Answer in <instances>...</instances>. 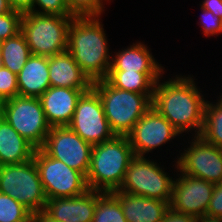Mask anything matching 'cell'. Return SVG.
I'll list each match as a JSON object with an SVG mask.
<instances>
[{
    "label": "cell",
    "instance_id": "6da1fadb",
    "mask_svg": "<svg viewBox=\"0 0 222 222\" xmlns=\"http://www.w3.org/2000/svg\"><path fill=\"white\" fill-rule=\"evenodd\" d=\"M175 76L168 81L160 82L162 75L155 83L152 107L181 134L194 131L192 134L199 136L203 127L207 99L205 100L191 76Z\"/></svg>",
    "mask_w": 222,
    "mask_h": 222
},
{
    "label": "cell",
    "instance_id": "7a4b0ae2",
    "mask_svg": "<svg viewBox=\"0 0 222 222\" xmlns=\"http://www.w3.org/2000/svg\"><path fill=\"white\" fill-rule=\"evenodd\" d=\"M100 16L74 17L68 31L67 51L94 82L106 79L112 59Z\"/></svg>",
    "mask_w": 222,
    "mask_h": 222
},
{
    "label": "cell",
    "instance_id": "3957f363",
    "mask_svg": "<svg viewBox=\"0 0 222 222\" xmlns=\"http://www.w3.org/2000/svg\"><path fill=\"white\" fill-rule=\"evenodd\" d=\"M134 157L127 136L115 135L110 140L94 145L86 175L88 188L105 193L118 190Z\"/></svg>",
    "mask_w": 222,
    "mask_h": 222
},
{
    "label": "cell",
    "instance_id": "277c9868",
    "mask_svg": "<svg viewBox=\"0 0 222 222\" xmlns=\"http://www.w3.org/2000/svg\"><path fill=\"white\" fill-rule=\"evenodd\" d=\"M112 132L127 136L136 122L152 107L153 94H141L112 86L106 79L93 82Z\"/></svg>",
    "mask_w": 222,
    "mask_h": 222
},
{
    "label": "cell",
    "instance_id": "5b68a950",
    "mask_svg": "<svg viewBox=\"0 0 222 222\" xmlns=\"http://www.w3.org/2000/svg\"><path fill=\"white\" fill-rule=\"evenodd\" d=\"M74 17L24 13L20 32L23 34L31 54L51 57L66 51L68 31Z\"/></svg>",
    "mask_w": 222,
    "mask_h": 222
},
{
    "label": "cell",
    "instance_id": "8992f818",
    "mask_svg": "<svg viewBox=\"0 0 222 222\" xmlns=\"http://www.w3.org/2000/svg\"><path fill=\"white\" fill-rule=\"evenodd\" d=\"M0 192L17 200L31 213L43 211L48 200L34 159L0 166Z\"/></svg>",
    "mask_w": 222,
    "mask_h": 222
},
{
    "label": "cell",
    "instance_id": "52a82bcc",
    "mask_svg": "<svg viewBox=\"0 0 222 222\" xmlns=\"http://www.w3.org/2000/svg\"><path fill=\"white\" fill-rule=\"evenodd\" d=\"M167 174L160 164L149 157L135 156L129 163L117 191L170 203L174 178Z\"/></svg>",
    "mask_w": 222,
    "mask_h": 222
},
{
    "label": "cell",
    "instance_id": "ba28073f",
    "mask_svg": "<svg viewBox=\"0 0 222 222\" xmlns=\"http://www.w3.org/2000/svg\"><path fill=\"white\" fill-rule=\"evenodd\" d=\"M4 119L36 149H40L51 130L39 98L17 95L3 101Z\"/></svg>",
    "mask_w": 222,
    "mask_h": 222
},
{
    "label": "cell",
    "instance_id": "9c48e42d",
    "mask_svg": "<svg viewBox=\"0 0 222 222\" xmlns=\"http://www.w3.org/2000/svg\"><path fill=\"white\" fill-rule=\"evenodd\" d=\"M33 159L47 199L75 197L89 190L81 172L48 156L41 148L35 150Z\"/></svg>",
    "mask_w": 222,
    "mask_h": 222
},
{
    "label": "cell",
    "instance_id": "30bf717a",
    "mask_svg": "<svg viewBox=\"0 0 222 222\" xmlns=\"http://www.w3.org/2000/svg\"><path fill=\"white\" fill-rule=\"evenodd\" d=\"M68 127L92 146L115 136L105 116L101 99L93 88L79 98Z\"/></svg>",
    "mask_w": 222,
    "mask_h": 222
},
{
    "label": "cell",
    "instance_id": "8fae6325",
    "mask_svg": "<svg viewBox=\"0 0 222 222\" xmlns=\"http://www.w3.org/2000/svg\"><path fill=\"white\" fill-rule=\"evenodd\" d=\"M190 146L177 156L176 164L178 172L191 177L204 179L217 184L222 181V148L207 143L200 136H193ZM180 156V157H179Z\"/></svg>",
    "mask_w": 222,
    "mask_h": 222
},
{
    "label": "cell",
    "instance_id": "7c38bea8",
    "mask_svg": "<svg viewBox=\"0 0 222 222\" xmlns=\"http://www.w3.org/2000/svg\"><path fill=\"white\" fill-rule=\"evenodd\" d=\"M92 147L68 126H54L51 127L41 149L48 156L61 160L86 177L90 167Z\"/></svg>",
    "mask_w": 222,
    "mask_h": 222
},
{
    "label": "cell",
    "instance_id": "4fadbf2b",
    "mask_svg": "<svg viewBox=\"0 0 222 222\" xmlns=\"http://www.w3.org/2000/svg\"><path fill=\"white\" fill-rule=\"evenodd\" d=\"M181 133L153 107L136 122L127 135L135 156H145Z\"/></svg>",
    "mask_w": 222,
    "mask_h": 222
},
{
    "label": "cell",
    "instance_id": "5bb4252c",
    "mask_svg": "<svg viewBox=\"0 0 222 222\" xmlns=\"http://www.w3.org/2000/svg\"><path fill=\"white\" fill-rule=\"evenodd\" d=\"M178 177L173 180L170 208L198 218L205 216L215 184L182 172Z\"/></svg>",
    "mask_w": 222,
    "mask_h": 222
},
{
    "label": "cell",
    "instance_id": "9a60e30c",
    "mask_svg": "<svg viewBox=\"0 0 222 222\" xmlns=\"http://www.w3.org/2000/svg\"><path fill=\"white\" fill-rule=\"evenodd\" d=\"M88 90L50 86L40 97L48 124L68 126L79 98Z\"/></svg>",
    "mask_w": 222,
    "mask_h": 222
},
{
    "label": "cell",
    "instance_id": "2e32d148",
    "mask_svg": "<svg viewBox=\"0 0 222 222\" xmlns=\"http://www.w3.org/2000/svg\"><path fill=\"white\" fill-rule=\"evenodd\" d=\"M96 191L87 190L75 197L48 199L44 211L59 222H92Z\"/></svg>",
    "mask_w": 222,
    "mask_h": 222
},
{
    "label": "cell",
    "instance_id": "e0dca14e",
    "mask_svg": "<svg viewBox=\"0 0 222 222\" xmlns=\"http://www.w3.org/2000/svg\"><path fill=\"white\" fill-rule=\"evenodd\" d=\"M119 201L127 222H161L169 203L120 191L111 192Z\"/></svg>",
    "mask_w": 222,
    "mask_h": 222
},
{
    "label": "cell",
    "instance_id": "ac0fdd59",
    "mask_svg": "<svg viewBox=\"0 0 222 222\" xmlns=\"http://www.w3.org/2000/svg\"><path fill=\"white\" fill-rule=\"evenodd\" d=\"M48 66L51 86L80 90H90L93 86L67 50L48 57Z\"/></svg>",
    "mask_w": 222,
    "mask_h": 222
},
{
    "label": "cell",
    "instance_id": "d6986e66",
    "mask_svg": "<svg viewBox=\"0 0 222 222\" xmlns=\"http://www.w3.org/2000/svg\"><path fill=\"white\" fill-rule=\"evenodd\" d=\"M132 44L121 49L122 51H118L112 57L109 71L164 73L165 68L155 60L144 43L135 42Z\"/></svg>",
    "mask_w": 222,
    "mask_h": 222
},
{
    "label": "cell",
    "instance_id": "ffe728a7",
    "mask_svg": "<svg viewBox=\"0 0 222 222\" xmlns=\"http://www.w3.org/2000/svg\"><path fill=\"white\" fill-rule=\"evenodd\" d=\"M18 95L39 98L50 86L48 57L31 55L17 74Z\"/></svg>",
    "mask_w": 222,
    "mask_h": 222
},
{
    "label": "cell",
    "instance_id": "44dd1931",
    "mask_svg": "<svg viewBox=\"0 0 222 222\" xmlns=\"http://www.w3.org/2000/svg\"><path fill=\"white\" fill-rule=\"evenodd\" d=\"M35 150L4 117L0 119V166L27 162L33 159Z\"/></svg>",
    "mask_w": 222,
    "mask_h": 222
},
{
    "label": "cell",
    "instance_id": "7402d4cb",
    "mask_svg": "<svg viewBox=\"0 0 222 222\" xmlns=\"http://www.w3.org/2000/svg\"><path fill=\"white\" fill-rule=\"evenodd\" d=\"M163 74L109 71L106 80L115 88L141 94H153L155 83Z\"/></svg>",
    "mask_w": 222,
    "mask_h": 222
},
{
    "label": "cell",
    "instance_id": "603a6c76",
    "mask_svg": "<svg viewBox=\"0 0 222 222\" xmlns=\"http://www.w3.org/2000/svg\"><path fill=\"white\" fill-rule=\"evenodd\" d=\"M31 52L21 32L3 41L1 49V65L16 75L21 71Z\"/></svg>",
    "mask_w": 222,
    "mask_h": 222
},
{
    "label": "cell",
    "instance_id": "cb8c5ba5",
    "mask_svg": "<svg viewBox=\"0 0 222 222\" xmlns=\"http://www.w3.org/2000/svg\"><path fill=\"white\" fill-rule=\"evenodd\" d=\"M217 103L207 101L200 137L207 143L222 148V97ZM214 103V104H213Z\"/></svg>",
    "mask_w": 222,
    "mask_h": 222
},
{
    "label": "cell",
    "instance_id": "d4e9b609",
    "mask_svg": "<svg viewBox=\"0 0 222 222\" xmlns=\"http://www.w3.org/2000/svg\"><path fill=\"white\" fill-rule=\"evenodd\" d=\"M92 222H127L120 201L111 192L96 191V208Z\"/></svg>",
    "mask_w": 222,
    "mask_h": 222
},
{
    "label": "cell",
    "instance_id": "484cf974",
    "mask_svg": "<svg viewBox=\"0 0 222 222\" xmlns=\"http://www.w3.org/2000/svg\"><path fill=\"white\" fill-rule=\"evenodd\" d=\"M30 214L17 200L0 192V222H20Z\"/></svg>",
    "mask_w": 222,
    "mask_h": 222
},
{
    "label": "cell",
    "instance_id": "4316f807",
    "mask_svg": "<svg viewBox=\"0 0 222 222\" xmlns=\"http://www.w3.org/2000/svg\"><path fill=\"white\" fill-rule=\"evenodd\" d=\"M106 0H66L70 13L75 17L102 16ZM107 0L106 2H108Z\"/></svg>",
    "mask_w": 222,
    "mask_h": 222
},
{
    "label": "cell",
    "instance_id": "83f0119b",
    "mask_svg": "<svg viewBox=\"0 0 222 222\" xmlns=\"http://www.w3.org/2000/svg\"><path fill=\"white\" fill-rule=\"evenodd\" d=\"M22 15L14 10L0 14V40L5 41L20 32Z\"/></svg>",
    "mask_w": 222,
    "mask_h": 222
},
{
    "label": "cell",
    "instance_id": "f1b7e54d",
    "mask_svg": "<svg viewBox=\"0 0 222 222\" xmlns=\"http://www.w3.org/2000/svg\"><path fill=\"white\" fill-rule=\"evenodd\" d=\"M37 5L39 6V10L35 8ZM30 12L37 14L73 16L69 11L66 0H34L33 8Z\"/></svg>",
    "mask_w": 222,
    "mask_h": 222
},
{
    "label": "cell",
    "instance_id": "f546056e",
    "mask_svg": "<svg viewBox=\"0 0 222 222\" xmlns=\"http://www.w3.org/2000/svg\"><path fill=\"white\" fill-rule=\"evenodd\" d=\"M18 95L17 75L0 66V100L6 101Z\"/></svg>",
    "mask_w": 222,
    "mask_h": 222
},
{
    "label": "cell",
    "instance_id": "4dcf8cb0",
    "mask_svg": "<svg viewBox=\"0 0 222 222\" xmlns=\"http://www.w3.org/2000/svg\"><path fill=\"white\" fill-rule=\"evenodd\" d=\"M200 9L202 10V15L201 21L199 22L202 25L204 36L211 37L213 35L217 36L218 34H222V18L203 8Z\"/></svg>",
    "mask_w": 222,
    "mask_h": 222
},
{
    "label": "cell",
    "instance_id": "1f68e13d",
    "mask_svg": "<svg viewBox=\"0 0 222 222\" xmlns=\"http://www.w3.org/2000/svg\"><path fill=\"white\" fill-rule=\"evenodd\" d=\"M206 216L222 220V181L215 184L212 198L209 201Z\"/></svg>",
    "mask_w": 222,
    "mask_h": 222
},
{
    "label": "cell",
    "instance_id": "d6a6232c",
    "mask_svg": "<svg viewBox=\"0 0 222 222\" xmlns=\"http://www.w3.org/2000/svg\"><path fill=\"white\" fill-rule=\"evenodd\" d=\"M161 222H198V217L183 214L169 208Z\"/></svg>",
    "mask_w": 222,
    "mask_h": 222
},
{
    "label": "cell",
    "instance_id": "836d02e7",
    "mask_svg": "<svg viewBox=\"0 0 222 222\" xmlns=\"http://www.w3.org/2000/svg\"><path fill=\"white\" fill-rule=\"evenodd\" d=\"M8 3L11 10L24 14L32 10L34 0H8Z\"/></svg>",
    "mask_w": 222,
    "mask_h": 222
},
{
    "label": "cell",
    "instance_id": "e575fe53",
    "mask_svg": "<svg viewBox=\"0 0 222 222\" xmlns=\"http://www.w3.org/2000/svg\"><path fill=\"white\" fill-rule=\"evenodd\" d=\"M200 7L222 18V0H204Z\"/></svg>",
    "mask_w": 222,
    "mask_h": 222
},
{
    "label": "cell",
    "instance_id": "d590c367",
    "mask_svg": "<svg viewBox=\"0 0 222 222\" xmlns=\"http://www.w3.org/2000/svg\"><path fill=\"white\" fill-rule=\"evenodd\" d=\"M34 222H59L53 219L49 214L43 211H36L33 213Z\"/></svg>",
    "mask_w": 222,
    "mask_h": 222
},
{
    "label": "cell",
    "instance_id": "8d00e7d4",
    "mask_svg": "<svg viewBox=\"0 0 222 222\" xmlns=\"http://www.w3.org/2000/svg\"><path fill=\"white\" fill-rule=\"evenodd\" d=\"M11 11L8 0H0V14Z\"/></svg>",
    "mask_w": 222,
    "mask_h": 222
},
{
    "label": "cell",
    "instance_id": "74e56055",
    "mask_svg": "<svg viewBox=\"0 0 222 222\" xmlns=\"http://www.w3.org/2000/svg\"><path fill=\"white\" fill-rule=\"evenodd\" d=\"M198 222H222V220L216 217H209L205 215L198 218Z\"/></svg>",
    "mask_w": 222,
    "mask_h": 222
},
{
    "label": "cell",
    "instance_id": "f35d334b",
    "mask_svg": "<svg viewBox=\"0 0 222 222\" xmlns=\"http://www.w3.org/2000/svg\"><path fill=\"white\" fill-rule=\"evenodd\" d=\"M20 222H34L33 213H31L27 218L23 219Z\"/></svg>",
    "mask_w": 222,
    "mask_h": 222
},
{
    "label": "cell",
    "instance_id": "ab89813d",
    "mask_svg": "<svg viewBox=\"0 0 222 222\" xmlns=\"http://www.w3.org/2000/svg\"><path fill=\"white\" fill-rule=\"evenodd\" d=\"M3 115V101L0 100V119L2 118Z\"/></svg>",
    "mask_w": 222,
    "mask_h": 222
},
{
    "label": "cell",
    "instance_id": "60d3db41",
    "mask_svg": "<svg viewBox=\"0 0 222 222\" xmlns=\"http://www.w3.org/2000/svg\"><path fill=\"white\" fill-rule=\"evenodd\" d=\"M2 43H3V41H2V40H0V58H1V49H2Z\"/></svg>",
    "mask_w": 222,
    "mask_h": 222
}]
</instances>
